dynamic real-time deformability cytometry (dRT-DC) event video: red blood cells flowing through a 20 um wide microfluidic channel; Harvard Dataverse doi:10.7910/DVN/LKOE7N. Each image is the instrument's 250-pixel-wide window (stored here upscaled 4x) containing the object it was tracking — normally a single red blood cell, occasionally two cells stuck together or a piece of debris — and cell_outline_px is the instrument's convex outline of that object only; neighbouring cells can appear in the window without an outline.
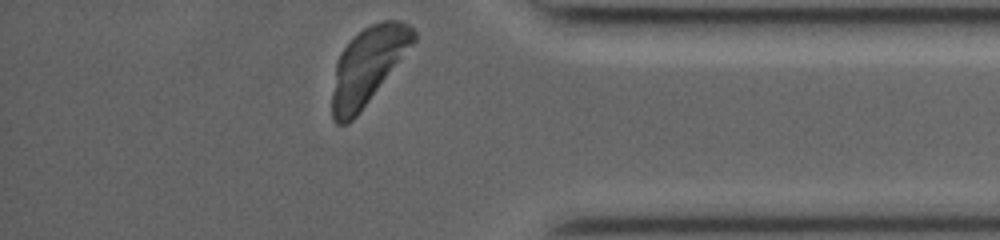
{"species": "common noctule bat (a hibernating species)", "species_latin": "Nyctalus noctula", "temperature_condition": "room temperature", "stored_images_in_passage": 43, "camera_frame_rate_fps": 3000, "um_per_image_px": 0.085, "animal": {"sex": "female", "body_mass_g": 19.0, "forearm_length_mm": 53.3}, "frame": {"image": 1, "passage_image": 42, "time_ms": 8.333, "image_size_px": [1000, 240], "cell_outline_px": [[416, 40], [356, 116], [348, 124], [336, 124], [332, 120], [332, 92], [336, 64], [340, 52], [364, 28], [372, 24], [384, 20], [400, 20], [408, 24], [416, 32]], "centroid_in_image_um": [31.25, 5.6], "position_along_channel_um": 403.9, "area_um2": 35.55}}